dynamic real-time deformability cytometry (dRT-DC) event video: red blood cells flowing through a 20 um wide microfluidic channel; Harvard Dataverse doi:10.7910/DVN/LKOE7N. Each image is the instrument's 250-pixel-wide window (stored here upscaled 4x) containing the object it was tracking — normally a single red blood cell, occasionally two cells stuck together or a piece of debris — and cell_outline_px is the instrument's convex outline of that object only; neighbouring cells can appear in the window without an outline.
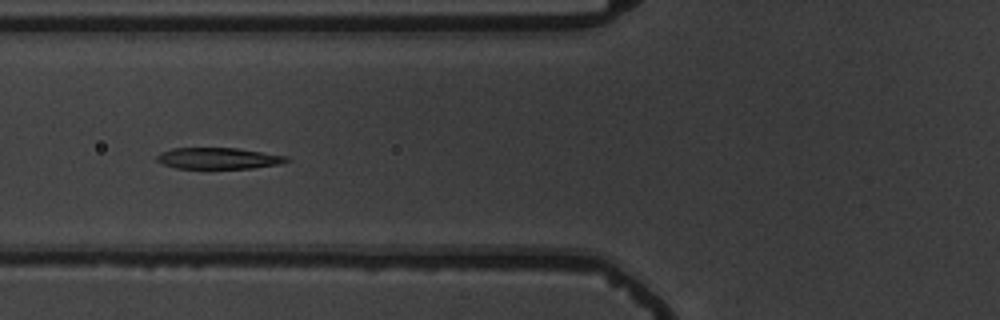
{"species": "common noctule bat (a hibernating species)", "species_latin": "Nyctalus noctula", "temperature_condition": "warm", "stored_images_in_passage": 9, "camera_frame_rate_fps": 3000, "um_per_image_px": 0.085, "animal": {"sex": "male", "body_mass_g": 19.5, "forearm_length_mm": 54.6}, "frame": {"image": 1, "passage_image": 7, "time_ms": 7.333, "image_size_px": [1000, 320], "cell_outline_px": [[292, 160], [280, 164], [252, 168], [176, 168], [164, 164], [156, 160], [156, 156], [160, 152], [172, 148], [236, 148], [288, 156]], "centroid_in_image_um": [18.58, 13.45], "position_along_channel_um": 107.2, "area_um2": 16.07}}
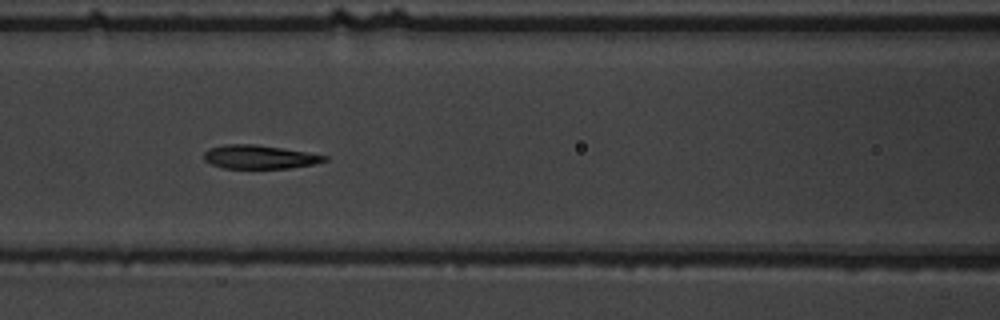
{"frame": {"image": 2, "passage_image": 8, "time_ms": 8.333, "image_size_px": [1000, 320], "cell_outline_px": [[328, 160], [312, 164], [288, 168], [224, 168], [212, 164], [204, 160], [204, 152], [208, 148], [224, 144], [256, 144], [328, 156]], "centroid_in_image_um": [22.0, 13.33], "position_along_channel_um": 144.6, "area_um2": 16.42}}
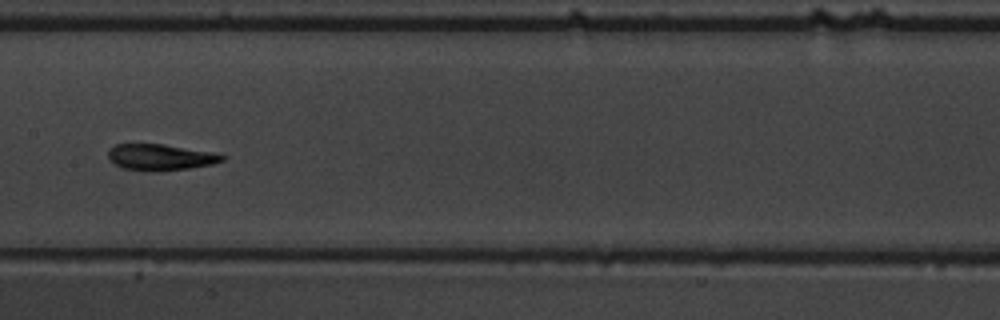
{"frame": {"image": 3, "passage_image": 9, "time_ms": 9.667, "image_size_px": [1000, 320], "cell_outline_px": [[224, 160], [212, 164], [188, 168], [156, 172], [148, 172], [124, 168], [116, 164], [108, 156], [108, 148], [116, 144], [164, 144], [212, 152], [224, 156]], "centroid_in_image_um": [13.61, 13.36], "position_along_channel_um": 193.8, "area_um2": 17.34}}